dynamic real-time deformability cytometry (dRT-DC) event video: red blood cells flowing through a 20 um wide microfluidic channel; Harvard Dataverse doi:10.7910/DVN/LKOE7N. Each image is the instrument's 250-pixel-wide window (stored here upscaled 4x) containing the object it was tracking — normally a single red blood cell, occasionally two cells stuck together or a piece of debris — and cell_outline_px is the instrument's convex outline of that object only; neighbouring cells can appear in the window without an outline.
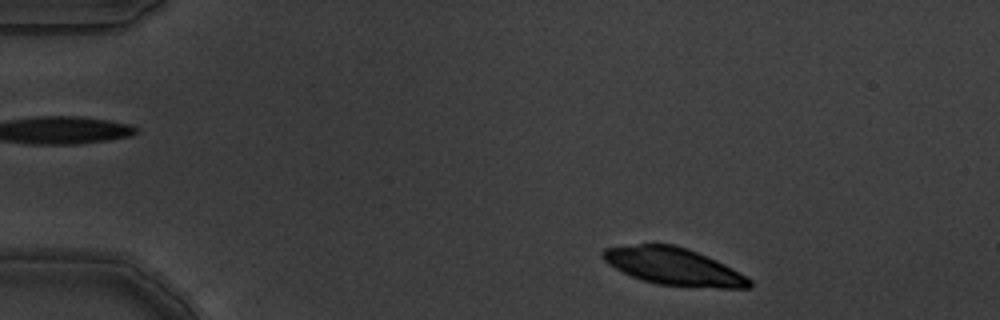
{"species": "common noctule bat (a hibernating species)", "species_latin": "Nyctalus noctula", "temperature_condition": "warm", "stored_images_in_passage": 5, "segment_of_instrument_passage": [2, 2], "camera_frame_rate_fps": 3000, "um_per_image_px": 0.085, "animal": {"sex": "male", "body_mass_g": 19.5, "forearm_length_mm": 54.6}, "frame": {"image": 1, "passage_image": 5, "time_ms": 1.333, "image_size_px": [1000, 320], "cell_outline_px": [[752, 284], [748, 288], [720, 288], [656, 284], [632, 276], [608, 264], [600, 256], [600, 252], [604, 248], [640, 244], [672, 244], [696, 252], [716, 260], [748, 276], [752, 280]], "centroid_in_image_um": [57.26, 22.65], "position_along_channel_um": 27.7, "area_um2": 31.56}}